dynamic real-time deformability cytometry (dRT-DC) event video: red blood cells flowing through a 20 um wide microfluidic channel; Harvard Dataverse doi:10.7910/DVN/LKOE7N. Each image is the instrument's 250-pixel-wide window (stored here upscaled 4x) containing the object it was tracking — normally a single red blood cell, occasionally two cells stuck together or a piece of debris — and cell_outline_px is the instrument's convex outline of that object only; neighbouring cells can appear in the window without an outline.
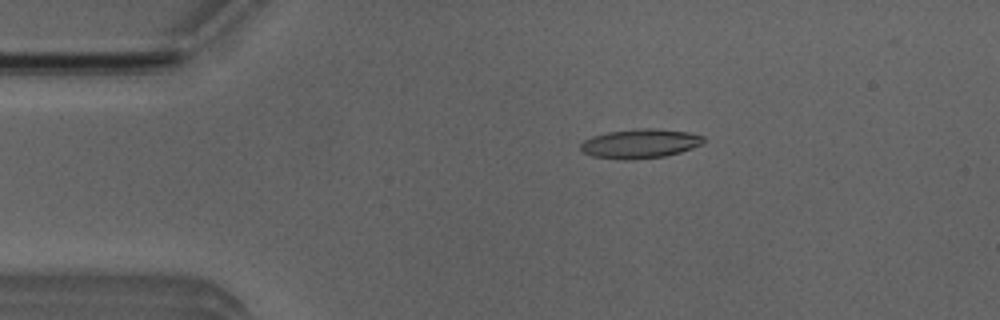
{"species": "Egyptian fruit bat (a non-hibernating species)", "species_latin": "Rousettus aegyptiacus", "temperature_condition": "room temperature", "stored_images_in_passage": 51, "camera_frame_rate_fps": 3000, "um_per_image_px": 0.085, "animal": {"sex": "male"}, "frame": {"image": 1, "passage_image": 9, "time_ms": 2.667, "image_size_px": [1000, 320], "cell_outline_px": [[704, 144], [680, 152], [664, 156], [632, 160], [624, 160], [592, 156], [584, 152], [580, 148], [580, 144], [584, 140], [592, 136], [608, 132], [640, 128], [652, 128], [688, 132], [704, 136]], "centroid_in_image_um": [54.41, 12.21], "position_along_channel_um": 30.6, "area_um2": 20.98}}
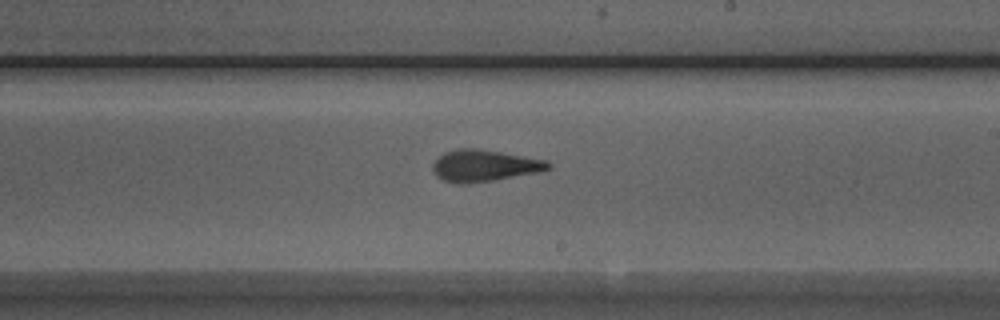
{"frame": {"image": 2, "passage_image": 29, "time_ms": 9.333, "image_size_px": [1000, 320], "cell_outline_px": [[552, 168], [540, 172], [492, 180], [464, 184], [460, 184], [444, 180], [436, 176], [432, 172], [432, 164], [444, 152], [456, 148], [476, 148], [548, 160], [552, 164]], "centroid_in_image_um": [41.17, 14.07], "position_along_channel_um": 247.8, "area_um2": 21.39}}
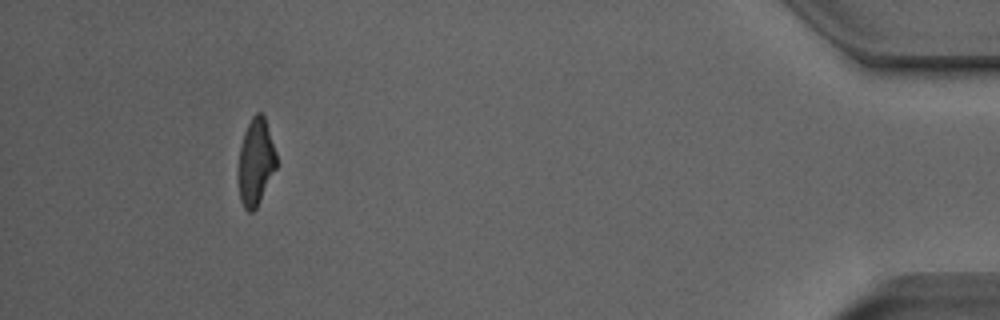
{"frame": {"image": 3, "passage_image": 47, "time_ms": 15.333, "image_size_px": [1000, 320], "cell_outline_px": [[276, 168], [256, 208], [252, 212], [248, 212], [244, 208], [240, 200], [236, 176], [240, 144], [244, 132], [252, 116], [256, 112], [260, 112], [264, 116], [276, 152]], "centroid_in_image_um": [21.69, 13.79], "position_along_channel_um": 413.5, "area_um2": 19.54}, "authors_computed_cell_mechanics": {"area_um2": 20.6346, "velocity_mm_per_s": 3.9439, "shape_relaxation_time_tau1_ms": 5.0488, "shape_relaxation_time_tau2_ms": 2.3455, "deformation_change_tau1": 0.2043, "deformation_change_tau2": 0.112}}